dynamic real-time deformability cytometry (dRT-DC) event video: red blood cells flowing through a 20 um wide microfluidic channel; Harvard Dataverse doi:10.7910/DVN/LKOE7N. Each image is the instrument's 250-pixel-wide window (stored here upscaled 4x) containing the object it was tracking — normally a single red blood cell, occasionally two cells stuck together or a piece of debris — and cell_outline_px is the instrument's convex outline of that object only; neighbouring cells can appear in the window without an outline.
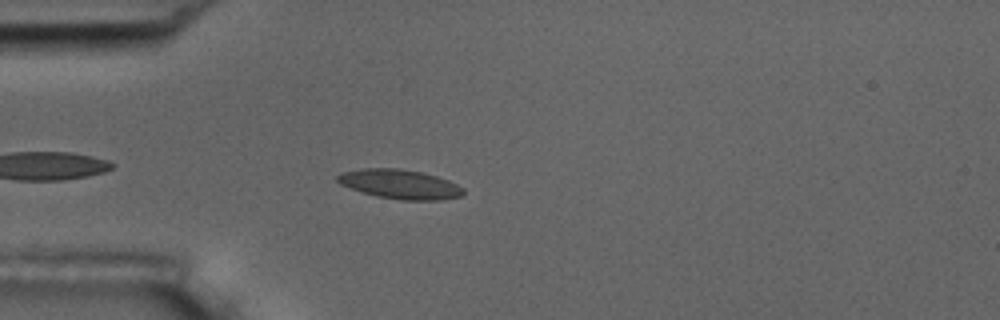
{"species": "common noctule bat (a hibernating species)", "species_latin": "Nyctalus noctula", "temperature_condition": "room temperature", "stored_images_in_passage": 3, "camera_frame_rate_fps": 3000, "um_per_image_px": 0.085, "animal": {"sex": "male", "body_mass_g": 17.5, "forearm_length_mm": 52.3}, "frame": {"image": 1, "passage_image": 3, "time_ms": 0.667, "image_size_px": [1000, 320], "cell_outline_px": [[464, 192], [460, 196], [444, 200], [400, 200], [376, 196], [340, 184], [336, 180], [336, 176], [340, 172], [360, 168], [400, 168], [420, 172], [436, 176], [448, 180], [464, 188]], "centroid_in_image_um": [33.98, 15.65], "position_along_channel_um": 51.0, "area_um2": 21.56}}